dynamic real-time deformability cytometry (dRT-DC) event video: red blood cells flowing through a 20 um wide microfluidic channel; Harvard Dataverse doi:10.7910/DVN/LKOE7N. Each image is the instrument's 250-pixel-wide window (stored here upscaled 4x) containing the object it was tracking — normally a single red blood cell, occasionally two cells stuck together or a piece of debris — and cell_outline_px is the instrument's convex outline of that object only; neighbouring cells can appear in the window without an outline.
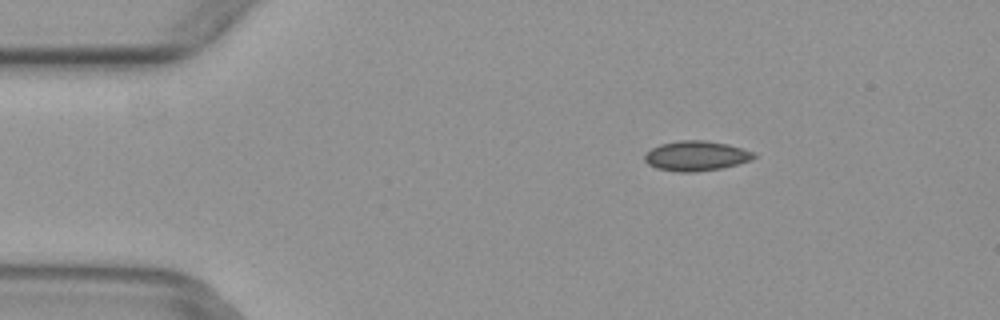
{"species": "common noctule bat (a hibernating species)", "species_latin": "Nyctalus noctula", "temperature_condition": "warm", "stored_images_in_passage": 4, "camera_frame_rate_fps": 3000, "um_per_image_px": 0.085, "animal": {"sex": "female", "body_mass_g": 29.2, "forearm_length_mm": 56.3}, "frame": {"image": 1, "passage_image": 2, "time_ms": 0.333, "image_size_px": [1000, 320], "cell_outline_px": [[756, 156], [752, 160], [720, 168], [692, 172], [676, 172], [656, 168], [648, 164], [644, 160], [644, 152], [660, 144], [680, 140], [704, 140], [728, 144], [756, 152]], "centroid_in_image_um": [59.15, 13.24], "position_along_channel_um": 25.8, "area_um2": 19.13}}
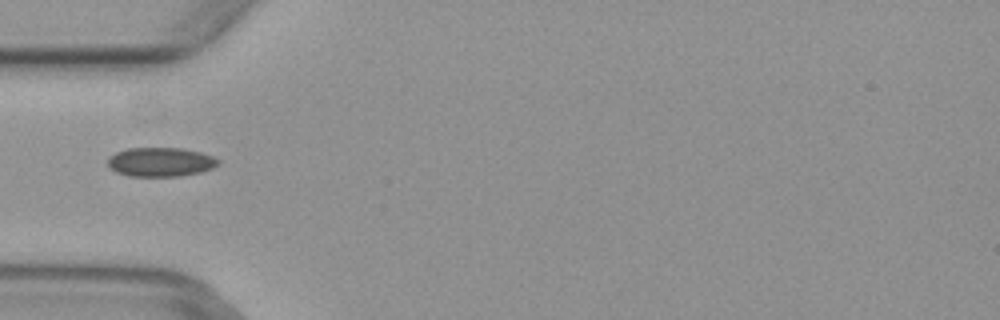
{"frame": {"image": 2, "passage_image": 4, "time_ms": 1.0, "image_size_px": [1000, 320], "cell_outline_px": [[220, 164], [212, 168], [200, 172], [180, 176], [128, 176], [116, 172], [108, 168], [108, 156], [116, 152], [128, 148], [180, 148], [200, 152], [212, 156], [220, 160]], "centroid_in_image_um": [13.62, 13.77], "position_along_channel_um": 71.4, "area_um2": 18.84}}